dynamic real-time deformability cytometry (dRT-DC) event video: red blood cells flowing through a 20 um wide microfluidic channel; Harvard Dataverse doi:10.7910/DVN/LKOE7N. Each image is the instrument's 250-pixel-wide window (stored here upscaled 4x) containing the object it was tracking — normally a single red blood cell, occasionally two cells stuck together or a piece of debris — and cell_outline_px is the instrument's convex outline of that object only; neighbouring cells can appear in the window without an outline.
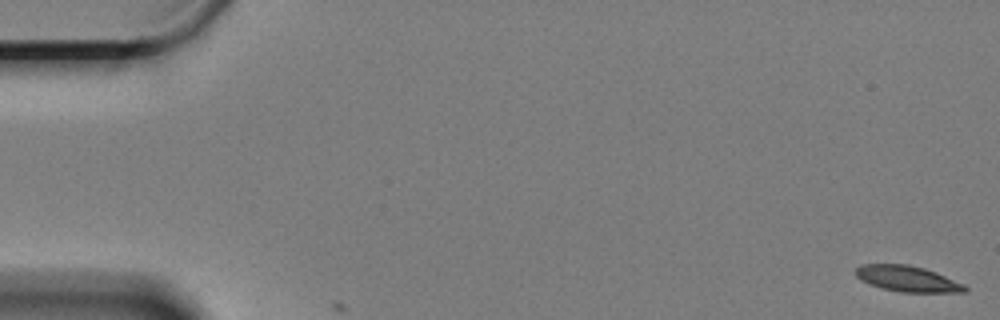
{"species": "Egyptian fruit bat (a non-hibernating species)", "species_latin": "Rousettus aegyptiacus", "temperature_condition": "cold", "stored_images_in_passage": 2, "camera_frame_rate_fps": 3000, "um_per_image_px": 0.085, "animal": {"sex": "female"}, "frame": {"image": 1, "passage_image": 1, "time_ms": 0.0, "image_size_px": [1000, 320], "cell_outline_px": [[968, 288], [964, 292], [900, 292], [880, 288], [868, 284], [860, 280], [856, 276], [856, 268], [860, 264], [904, 264], [924, 268], [936, 272], [964, 284]], "centroid_in_image_um": [77.1, 23.69], "position_along_channel_um": 7.9, "area_um2": 16.47}}